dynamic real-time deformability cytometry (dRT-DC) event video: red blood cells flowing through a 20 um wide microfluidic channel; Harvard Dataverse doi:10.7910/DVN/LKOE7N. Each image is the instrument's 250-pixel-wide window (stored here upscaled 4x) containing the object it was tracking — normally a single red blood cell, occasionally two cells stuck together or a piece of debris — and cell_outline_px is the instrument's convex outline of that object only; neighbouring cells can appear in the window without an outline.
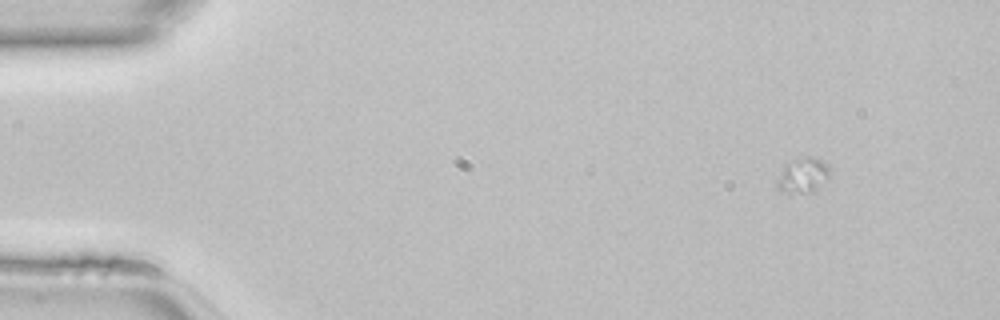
{"species": "common noctule bat (a hibernating species)", "species_latin": "Nyctalus noctula", "temperature_condition": "room temperature", "stored_images_in_passage": 44, "camera_frame_rate_fps": 3000, "um_per_image_px": 0.085, "animal": {"sex": "female", "body_mass_g": 22.7, "forearm_length_mm": 54.2}, "frame": {"image": 1, "passage_image": 1, "time_ms": 0.0, "image_size_px": [1000, 320], "cell_outline_px": [[828, 176], [812, 192], [780, 192], [776, 188], [776, 180], [784, 164], [808, 156], [812, 156], [820, 160], [828, 168]], "centroid_in_image_um": [68.15, 14.91], "position_along_channel_um": 16.8, "area_um2": 10.35}}
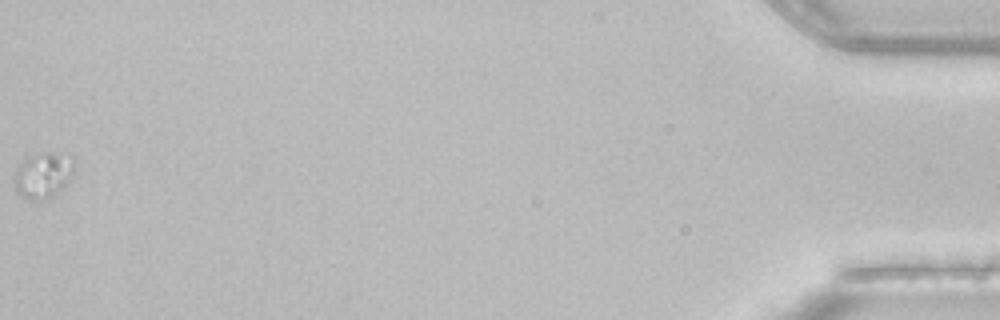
{"frame": {"image": 2, "passage_image": 44, "time_ms": 14.333, "image_size_px": [1000, 320], "cell_outline_px": [[76, 164], [68, 184], [52, 196], [44, 200], [32, 200], [20, 196], [16, 192], [12, 180], [16, 168], [28, 156], [48, 152], [76, 156]], "centroid_in_image_um": [3.68, 14.89], "position_along_channel_um": 431.5, "area_um2": 16.47}}